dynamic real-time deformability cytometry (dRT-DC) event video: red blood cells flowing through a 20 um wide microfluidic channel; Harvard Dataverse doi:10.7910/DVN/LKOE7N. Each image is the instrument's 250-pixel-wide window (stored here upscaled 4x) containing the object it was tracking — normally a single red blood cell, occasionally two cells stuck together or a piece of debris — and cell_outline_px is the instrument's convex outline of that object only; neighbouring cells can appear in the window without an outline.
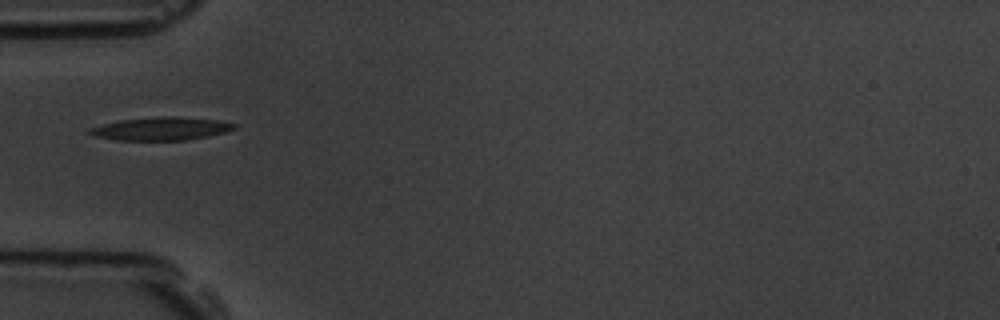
{"species": "common noctule bat (a hibernating species)", "species_latin": "Nyctalus noctula", "temperature_condition": "room temperature", "stored_images_in_passage": 1, "camera_frame_rate_fps": 3000, "um_per_image_px": 0.085, "animal": {"sex": "male", "body_mass_g": 19.5, "forearm_length_mm": 54.6}, "frame": {"image": 1, "passage_image": 1, "time_ms": 0.0, "image_size_px": [1000, 320], "cell_outline_px": [[236, 128], [224, 132], [208, 136], [188, 140], [116, 140], [96, 136], [88, 132], [88, 128], [120, 120], [156, 116], [180, 116], [220, 120], [236, 124]], "centroid_in_image_um": [13.72, 10.93], "position_along_channel_um": 71.3, "area_um2": 19.54}}